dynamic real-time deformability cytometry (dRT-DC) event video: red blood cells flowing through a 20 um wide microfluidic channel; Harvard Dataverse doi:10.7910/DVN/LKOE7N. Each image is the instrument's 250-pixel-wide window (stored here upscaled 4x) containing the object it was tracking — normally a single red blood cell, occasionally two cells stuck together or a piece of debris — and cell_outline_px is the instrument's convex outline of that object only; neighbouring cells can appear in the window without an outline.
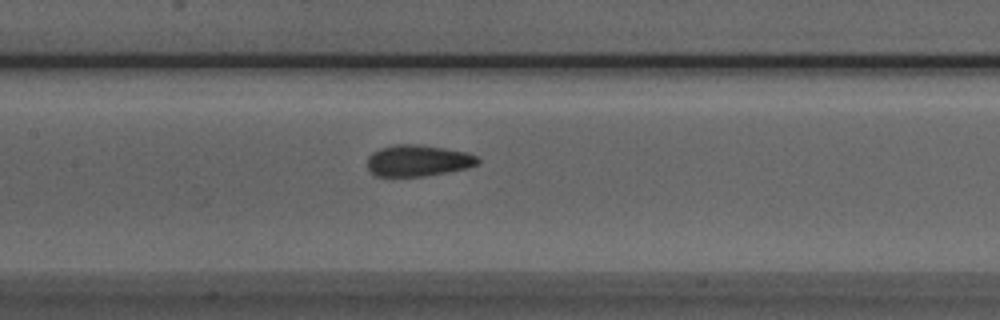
{"species": "Egyptian fruit bat (a non-hibernating species)", "species_latin": "Rousettus aegyptiacus", "temperature_condition": "room temperature", "stored_images_in_passage": 13, "camera_frame_rate_fps": 3000, "um_per_image_px": 0.085, "animal": {"sex": "male"}, "frame": {"image": 1, "passage_image": 9, "time_ms": 2.667, "image_size_px": [1000, 320], "cell_outline_px": [[480, 160], [476, 164], [468, 168], [448, 172], [424, 176], [376, 176], [368, 168], [368, 156], [372, 152], [380, 148], [392, 144], [416, 144], [444, 148], [468, 152], [476, 156]], "centroid_in_image_um": [35.52, 13.64], "position_along_channel_um": 171.9, "area_um2": 20.23}}